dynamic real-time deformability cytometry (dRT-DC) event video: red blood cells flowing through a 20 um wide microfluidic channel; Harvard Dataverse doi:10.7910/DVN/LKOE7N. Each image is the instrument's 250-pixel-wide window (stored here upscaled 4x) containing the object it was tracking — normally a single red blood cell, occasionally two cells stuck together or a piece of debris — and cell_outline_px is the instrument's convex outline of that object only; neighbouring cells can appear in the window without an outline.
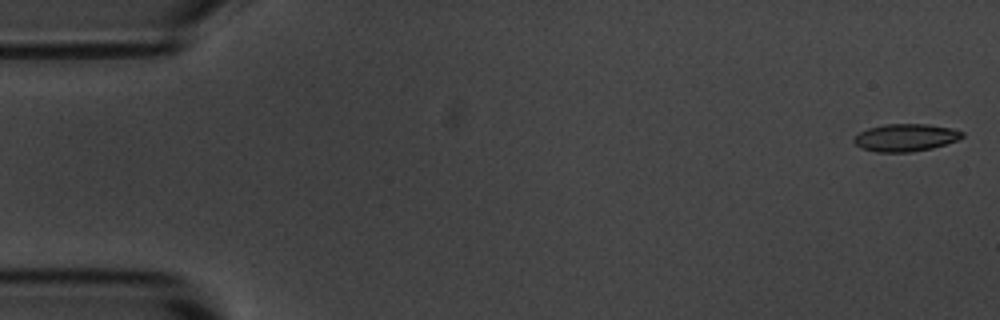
{"species": "common noctule bat (a hibernating species)", "species_latin": "Nyctalus noctula", "temperature_condition": "room temperature", "stored_images_in_passage": 5, "camera_frame_rate_fps": 3000, "um_per_image_px": 0.085, "animal": {"sex": "male", "body_mass_g": 20.1, "forearm_length_mm": 53.5}, "frame": {"image": 1, "passage_image": 1, "time_ms": 0.0, "image_size_px": [1000, 320], "cell_outline_px": [[964, 136], [956, 140], [932, 148], [912, 152], [876, 152], [864, 148], [856, 144], [852, 140], [860, 132], [868, 128], [884, 124], [928, 124], [952, 128], [964, 132]], "centroid_in_image_um": [76.98, 11.69], "position_along_channel_um": 8.0, "area_um2": 17.22}}
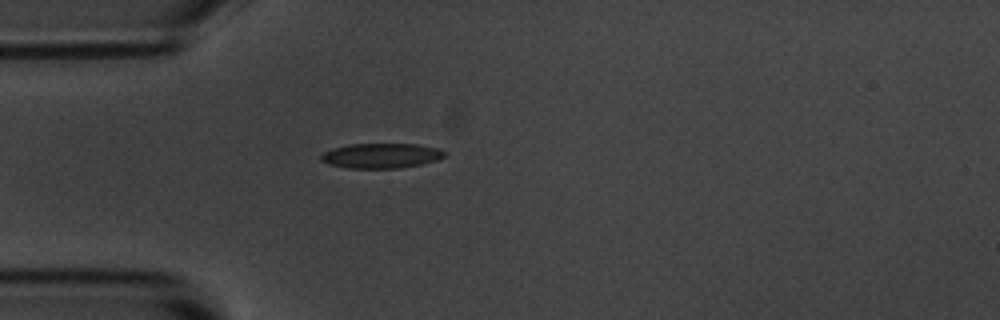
{"frame": {"image": 2, "passage_image": 5, "time_ms": 4.667, "image_size_px": [1000, 320], "cell_outline_px": [[444, 156], [436, 160], [420, 164], [400, 168], [348, 168], [328, 164], [320, 160], [320, 156], [324, 152], [332, 148], [348, 144], [416, 144], [436, 148], [444, 152]], "centroid_in_image_um": [32.33, 13.23], "position_along_channel_um": 52.7, "area_um2": 17.8}}